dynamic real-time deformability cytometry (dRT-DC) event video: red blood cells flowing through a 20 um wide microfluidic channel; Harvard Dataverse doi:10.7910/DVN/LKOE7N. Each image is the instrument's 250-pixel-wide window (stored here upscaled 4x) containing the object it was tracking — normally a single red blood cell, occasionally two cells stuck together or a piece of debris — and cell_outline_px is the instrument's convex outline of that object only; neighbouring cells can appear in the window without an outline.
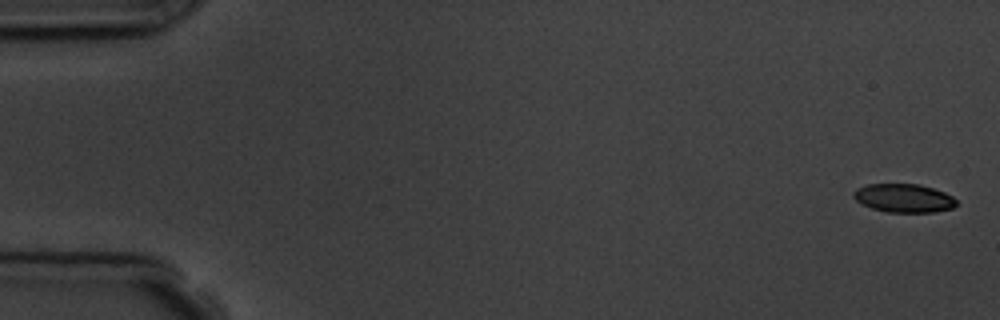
{"species": "common noctule bat (a hibernating species)", "species_latin": "Nyctalus noctula", "temperature_condition": "room temperature", "stored_images_in_passage": 7, "camera_frame_rate_fps": 3000, "um_per_image_px": 0.085, "animal": {"sex": "male", "body_mass_g": 19.5, "forearm_length_mm": 54.6}, "frame": {"image": 1, "passage_image": 1, "time_ms": 0.0, "image_size_px": [1000, 320], "cell_outline_px": [[956, 204], [952, 208], [936, 212], [884, 212], [860, 204], [852, 196], [852, 192], [856, 188], [868, 184], [920, 184], [944, 192], [952, 196], [956, 200]], "centroid_in_image_um": [76.78, 16.84], "position_along_channel_um": 8.2, "area_um2": 17.22}}
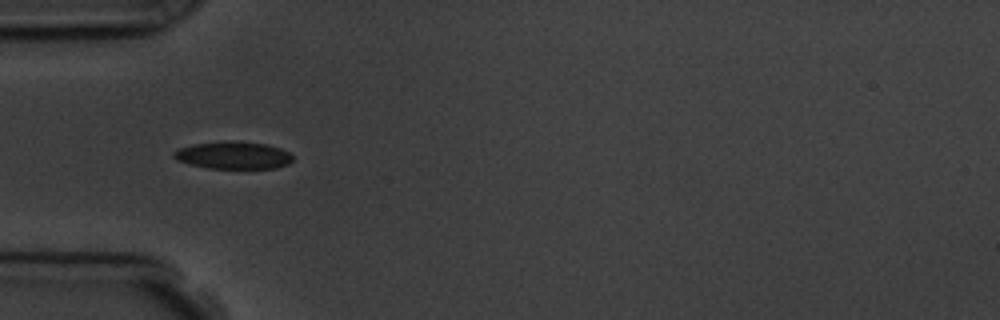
{"frame": {"image": 2, "passage_image": 5, "time_ms": 5.333, "image_size_px": [1000, 320], "cell_outline_px": [[292, 160], [288, 164], [276, 168], [208, 168], [176, 160], [172, 156], [172, 152], [176, 148], [192, 144], [224, 140], [236, 140], [268, 144], [280, 148], [288, 152], [292, 156]], "centroid_in_image_um": [19.79, 13.17], "position_along_channel_um": 65.2, "area_um2": 19.31}}